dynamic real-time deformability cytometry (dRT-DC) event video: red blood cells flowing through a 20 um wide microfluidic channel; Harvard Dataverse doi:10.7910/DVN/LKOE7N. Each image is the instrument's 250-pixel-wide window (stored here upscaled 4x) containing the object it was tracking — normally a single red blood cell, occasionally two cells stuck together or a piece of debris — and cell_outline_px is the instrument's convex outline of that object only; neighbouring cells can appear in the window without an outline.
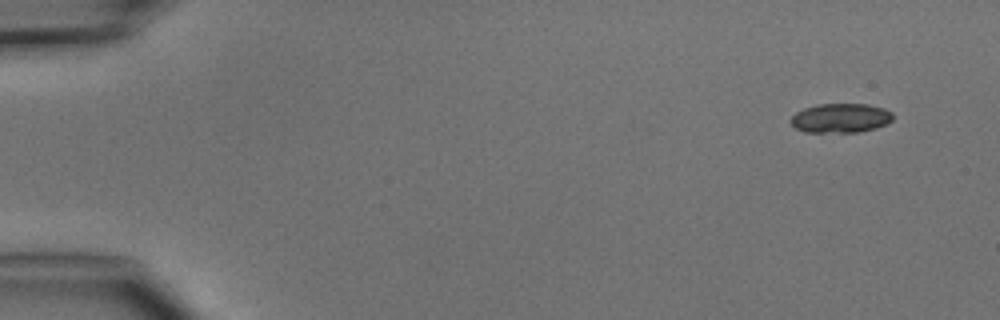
{"species": "common noctule bat (a hibernating species)", "species_latin": "Nyctalus noctula", "temperature_condition": "cold", "stored_images_in_passage": 3, "camera_frame_rate_fps": 3000, "um_per_image_px": 0.085, "animal": {"sex": "male", "body_mass_g": 15.6}, "frame": {"image": 1, "passage_image": 1, "time_ms": 0.0, "image_size_px": [1000, 320], "cell_outline_px": [[892, 120], [876, 128], [856, 132], [804, 132], [796, 128], [788, 120], [796, 112], [804, 108], [816, 104], [868, 104], [884, 108], [892, 112]], "centroid_in_image_um": [71.42, 10.03], "position_along_channel_um": 13.6, "area_um2": 17.46}}